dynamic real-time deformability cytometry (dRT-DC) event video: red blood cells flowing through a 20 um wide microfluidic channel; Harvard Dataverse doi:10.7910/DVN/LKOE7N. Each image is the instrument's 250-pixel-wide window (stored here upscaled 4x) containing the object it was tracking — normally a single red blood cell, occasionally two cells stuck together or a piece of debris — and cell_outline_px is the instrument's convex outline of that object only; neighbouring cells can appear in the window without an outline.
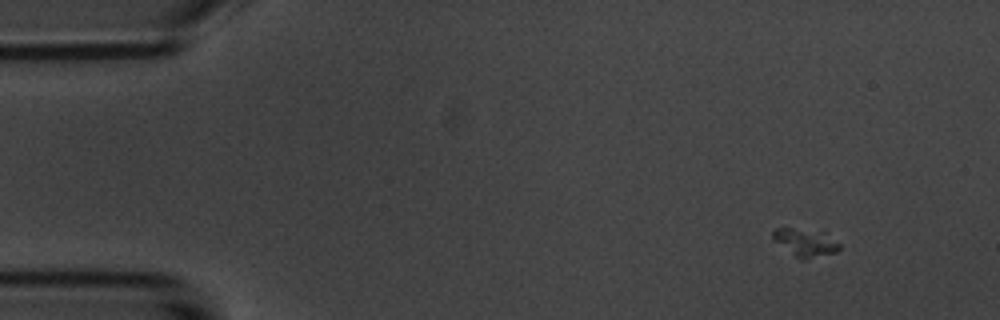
{"species": "common noctule bat (a hibernating species)", "species_latin": "Nyctalus noctula", "temperature_condition": "room temperature", "stored_images_in_passage": 4, "camera_frame_rate_fps": 3000, "um_per_image_px": 0.085, "animal": {"sex": "male", "body_mass_g": 20.1, "forearm_length_mm": 53.5}, "frame": {"image": 1, "passage_image": 1, "time_ms": 0.0, "image_size_px": [1000, 320], "cell_outline_px": [[840, 248], [836, 252], [804, 260], [796, 256], [776, 240], [772, 236], [772, 232], [776, 228], [792, 228], [824, 232], [840, 244]], "centroid_in_image_um": [68.5, 20.6], "position_along_channel_um": 16.5, "area_um2": 10.35}}